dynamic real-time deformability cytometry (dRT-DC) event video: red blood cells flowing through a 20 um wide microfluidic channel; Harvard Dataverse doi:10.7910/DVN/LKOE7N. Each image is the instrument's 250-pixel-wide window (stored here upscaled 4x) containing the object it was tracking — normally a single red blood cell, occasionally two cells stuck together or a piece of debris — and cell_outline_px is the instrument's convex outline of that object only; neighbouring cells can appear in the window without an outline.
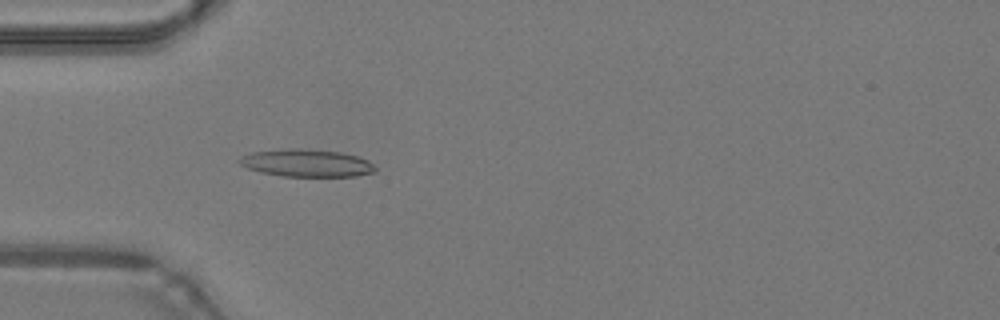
{"species": "common noctule bat (a hibernating species)", "species_latin": "Nyctalus noctula", "temperature_condition": "warm", "stored_images_in_passage": 48, "camera_frame_rate_fps": 3000, "um_per_image_px": 0.085, "animal": {"sex": "male", "body_mass_g": 19.2, "forearm_length_mm": 51.8}, "frame": {"image": 1, "passage_image": 15, "time_ms": 4.667, "image_size_px": [1000, 320], "cell_outline_px": [[376, 168], [372, 172], [356, 176], [280, 176], [260, 172], [248, 168], [240, 164], [236, 160], [240, 156], [252, 152], [288, 148], [300, 148], [340, 152], [360, 156], [368, 160]], "centroid_in_image_um": [26.02, 13.85], "position_along_channel_um": 59.0, "area_um2": 21.85}}
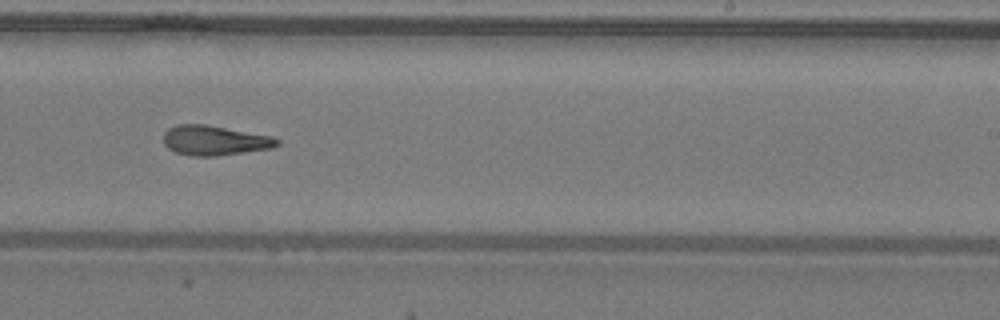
{"frame": {"image": 2, "passage_image": 30, "time_ms": 9.667, "image_size_px": [1000, 320], "cell_outline_px": [[280, 144], [272, 148], [216, 156], [188, 156], [176, 152], [168, 148], [164, 144], [164, 132], [168, 128], [176, 124], [204, 124], [272, 136], [280, 140]], "centroid_in_image_um": [18.23, 11.94], "position_along_channel_um": 270.8, "area_um2": 19.77}}
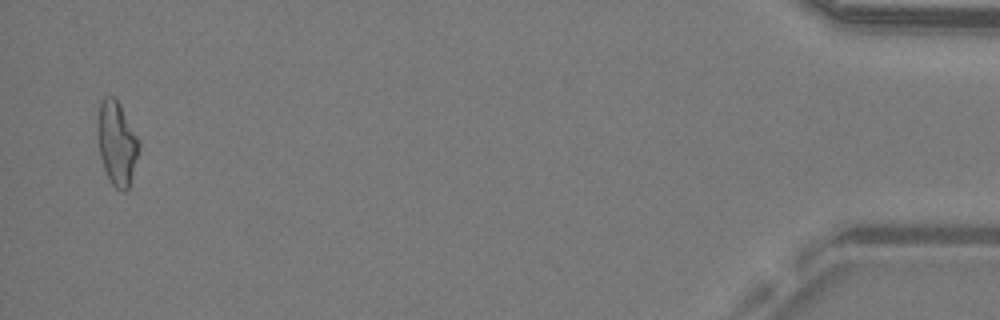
{"frame": {"image": 3, "passage_image": 47, "time_ms": 15.333, "image_size_px": [1000, 320], "cell_outline_px": [[140, 144], [128, 188], [124, 192], [120, 192], [112, 184], [104, 168], [100, 156], [96, 128], [96, 120], [100, 104], [104, 96], [116, 96], [140, 140]], "centroid_in_image_um": [9.91, 12.11], "position_along_channel_um": 425.3, "area_um2": 20.35}, "authors_computed_cell_mechanics": {"area_um2": 20.0855, "velocity_mm_per_s": 4.3139, "shape_relaxation_time_tau1_ms": null, "shape_relaxation_time_tau2_ms": 4.0447, "deformation_change_tau1": null, "deformation_change_tau2": 0.155}}